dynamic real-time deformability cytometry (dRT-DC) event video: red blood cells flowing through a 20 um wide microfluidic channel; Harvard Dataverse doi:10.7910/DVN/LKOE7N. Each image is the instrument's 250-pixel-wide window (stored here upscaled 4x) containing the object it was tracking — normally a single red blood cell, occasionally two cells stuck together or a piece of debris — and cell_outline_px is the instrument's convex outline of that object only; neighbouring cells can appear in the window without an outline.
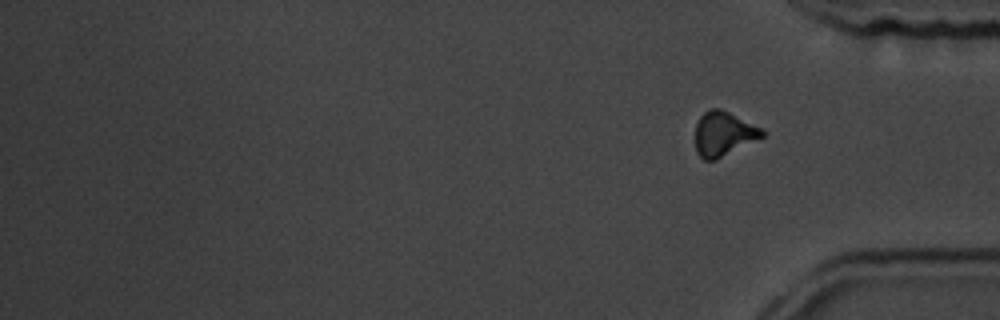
{"species": "common noctule bat (a hibernating species)", "species_latin": "Nyctalus noctula", "temperature_condition": "room temperature", "stored_images_in_passage": 17, "segment_of_instrument_passage": [2, 2], "camera_frame_rate_fps": 3000, "um_per_image_px": 0.085, "animal": {"sex": "male", "body_mass_g": 19.5, "forearm_length_mm": 54.6}, "frame": {"image": 1, "passage_image": 17, "time_ms": 18.0, "image_size_px": [1000, 320], "cell_outline_px": [[764, 136], [716, 160], [704, 160], [696, 152], [696, 124], [700, 116], [708, 108], [720, 108], [760, 128], [764, 132]], "centroid_in_image_um": [61.46, 11.38], "position_along_channel_um": 373.7, "area_um2": 17.05}}